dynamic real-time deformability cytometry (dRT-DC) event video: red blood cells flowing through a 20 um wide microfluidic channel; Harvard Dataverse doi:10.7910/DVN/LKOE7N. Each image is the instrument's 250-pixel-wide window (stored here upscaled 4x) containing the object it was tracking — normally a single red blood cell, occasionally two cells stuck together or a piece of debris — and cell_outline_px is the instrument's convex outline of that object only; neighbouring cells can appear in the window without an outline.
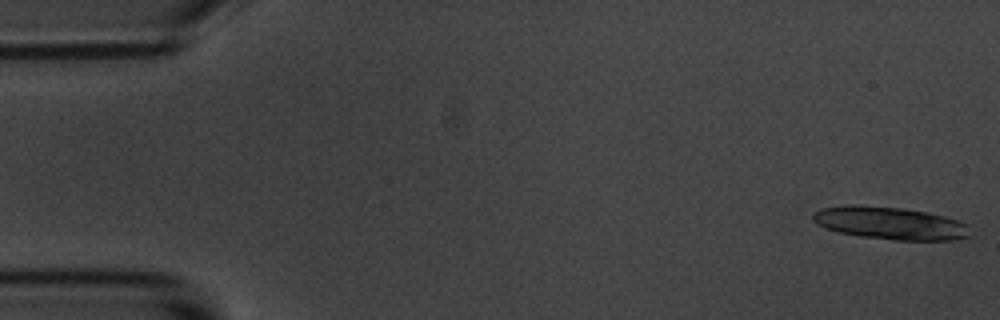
{"species": "common noctule bat (a hibernating species)", "species_latin": "Nyctalus noctula", "temperature_condition": "room temperature", "stored_images_in_passage": 6, "segment_of_instrument_passage": [1, 2], "camera_frame_rate_fps": 3000, "um_per_image_px": 0.085, "animal": {"sex": "male", "body_mass_g": 20.1, "forearm_length_mm": 53.5}, "frame": {"image": 1, "passage_image": 1, "time_ms": 0.0, "image_size_px": [1000, 320], "cell_outline_px": [[968, 236], [952, 240], [892, 240], [860, 236], [836, 232], [824, 228], [816, 224], [812, 220], [812, 216], [820, 208], [848, 204], [852, 204], [900, 208], [928, 212], [944, 216], [968, 224]], "centroid_in_image_um": [75.59, 18.96], "position_along_channel_um": 9.4, "area_um2": 29.94}}